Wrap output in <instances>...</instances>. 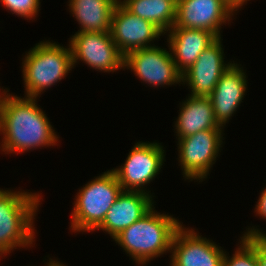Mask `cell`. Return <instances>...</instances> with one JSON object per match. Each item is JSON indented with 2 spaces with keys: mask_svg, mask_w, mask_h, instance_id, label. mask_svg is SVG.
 I'll use <instances>...</instances> for the list:
<instances>
[{
  "mask_svg": "<svg viewBox=\"0 0 266 266\" xmlns=\"http://www.w3.org/2000/svg\"><path fill=\"white\" fill-rule=\"evenodd\" d=\"M3 91L0 101V134L2 151L25 152L30 149L56 145L58 137L46 114L34 97H18ZM2 132V133H1Z\"/></svg>",
  "mask_w": 266,
  "mask_h": 266,
  "instance_id": "6da1fadb",
  "label": "cell"
},
{
  "mask_svg": "<svg viewBox=\"0 0 266 266\" xmlns=\"http://www.w3.org/2000/svg\"><path fill=\"white\" fill-rule=\"evenodd\" d=\"M154 208L114 238L141 265L171 251L174 235L182 226L179 220Z\"/></svg>",
  "mask_w": 266,
  "mask_h": 266,
  "instance_id": "7a4b0ae2",
  "label": "cell"
},
{
  "mask_svg": "<svg viewBox=\"0 0 266 266\" xmlns=\"http://www.w3.org/2000/svg\"><path fill=\"white\" fill-rule=\"evenodd\" d=\"M40 196L29 192L0 189V256L34 241L33 221Z\"/></svg>",
  "mask_w": 266,
  "mask_h": 266,
  "instance_id": "3957f363",
  "label": "cell"
},
{
  "mask_svg": "<svg viewBox=\"0 0 266 266\" xmlns=\"http://www.w3.org/2000/svg\"><path fill=\"white\" fill-rule=\"evenodd\" d=\"M22 64L25 97L34 98L61 81L74 67L70 45L64 48L49 40L31 48Z\"/></svg>",
  "mask_w": 266,
  "mask_h": 266,
  "instance_id": "277c9868",
  "label": "cell"
},
{
  "mask_svg": "<svg viewBox=\"0 0 266 266\" xmlns=\"http://www.w3.org/2000/svg\"><path fill=\"white\" fill-rule=\"evenodd\" d=\"M122 191L113 170H108L85 184L74 202L71 215L72 231H95Z\"/></svg>",
  "mask_w": 266,
  "mask_h": 266,
  "instance_id": "5b68a950",
  "label": "cell"
},
{
  "mask_svg": "<svg viewBox=\"0 0 266 266\" xmlns=\"http://www.w3.org/2000/svg\"><path fill=\"white\" fill-rule=\"evenodd\" d=\"M222 130H204L178 139L179 162L183 177L202 180L209 174L222 145Z\"/></svg>",
  "mask_w": 266,
  "mask_h": 266,
  "instance_id": "8992f818",
  "label": "cell"
},
{
  "mask_svg": "<svg viewBox=\"0 0 266 266\" xmlns=\"http://www.w3.org/2000/svg\"><path fill=\"white\" fill-rule=\"evenodd\" d=\"M164 152L159 143L137 142L123 166L112 169L123 191L146 192L143 186L159 174L165 158Z\"/></svg>",
  "mask_w": 266,
  "mask_h": 266,
  "instance_id": "52a82bcc",
  "label": "cell"
},
{
  "mask_svg": "<svg viewBox=\"0 0 266 266\" xmlns=\"http://www.w3.org/2000/svg\"><path fill=\"white\" fill-rule=\"evenodd\" d=\"M73 65L81 60L91 68L104 72L124 69V55L110 32H77L69 42Z\"/></svg>",
  "mask_w": 266,
  "mask_h": 266,
  "instance_id": "ba28073f",
  "label": "cell"
},
{
  "mask_svg": "<svg viewBox=\"0 0 266 266\" xmlns=\"http://www.w3.org/2000/svg\"><path fill=\"white\" fill-rule=\"evenodd\" d=\"M126 67L131 68L135 76L153 87L182 82V73L177 69L172 54L155 44L125 55L124 68Z\"/></svg>",
  "mask_w": 266,
  "mask_h": 266,
  "instance_id": "9c48e42d",
  "label": "cell"
},
{
  "mask_svg": "<svg viewBox=\"0 0 266 266\" xmlns=\"http://www.w3.org/2000/svg\"><path fill=\"white\" fill-rule=\"evenodd\" d=\"M235 11L226 0H178L173 27L203 29L219 38L221 25Z\"/></svg>",
  "mask_w": 266,
  "mask_h": 266,
  "instance_id": "30bf717a",
  "label": "cell"
},
{
  "mask_svg": "<svg viewBox=\"0 0 266 266\" xmlns=\"http://www.w3.org/2000/svg\"><path fill=\"white\" fill-rule=\"evenodd\" d=\"M110 34L125 56L134 50L152 47L150 42L164 33L152 22L132 14L118 2L112 14Z\"/></svg>",
  "mask_w": 266,
  "mask_h": 266,
  "instance_id": "8fae6325",
  "label": "cell"
},
{
  "mask_svg": "<svg viewBox=\"0 0 266 266\" xmlns=\"http://www.w3.org/2000/svg\"><path fill=\"white\" fill-rule=\"evenodd\" d=\"M221 248L181 226L172 241L170 266H223L225 251Z\"/></svg>",
  "mask_w": 266,
  "mask_h": 266,
  "instance_id": "7c38bea8",
  "label": "cell"
},
{
  "mask_svg": "<svg viewBox=\"0 0 266 266\" xmlns=\"http://www.w3.org/2000/svg\"><path fill=\"white\" fill-rule=\"evenodd\" d=\"M222 47L219 37L182 73V82L188 83L192 91L190 95L209 96L222 74L232 65V62H224Z\"/></svg>",
  "mask_w": 266,
  "mask_h": 266,
  "instance_id": "4fadbf2b",
  "label": "cell"
},
{
  "mask_svg": "<svg viewBox=\"0 0 266 266\" xmlns=\"http://www.w3.org/2000/svg\"><path fill=\"white\" fill-rule=\"evenodd\" d=\"M149 193L150 191H122L95 230H104L114 239L153 208L152 195Z\"/></svg>",
  "mask_w": 266,
  "mask_h": 266,
  "instance_id": "5bb4252c",
  "label": "cell"
},
{
  "mask_svg": "<svg viewBox=\"0 0 266 266\" xmlns=\"http://www.w3.org/2000/svg\"><path fill=\"white\" fill-rule=\"evenodd\" d=\"M246 74L234 62L227 68L208 96L217 122L224 127L237 111L247 89Z\"/></svg>",
  "mask_w": 266,
  "mask_h": 266,
  "instance_id": "9a60e30c",
  "label": "cell"
},
{
  "mask_svg": "<svg viewBox=\"0 0 266 266\" xmlns=\"http://www.w3.org/2000/svg\"><path fill=\"white\" fill-rule=\"evenodd\" d=\"M169 33V50H172V58L181 73L192 66L199 55L217 39L213 33L203 29L172 27Z\"/></svg>",
  "mask_w": 266,
  "mask_h": 266,
  "instance_id": "2e32d148",
  "label": "cell"
},
{
  "mask_svg": "<svg viewBox=\"0 0 266 266\" xmlns=\"http://www.w3.org/2000/svg\"><path fill=\"white\" fill-rule=\"evenodd\" d=\"M175 129L178 139L188 137L204 130H222L217 122L208 96L190 95L182 103Z\"/></svg>",
  "mask_w": 266,
  "mask_h": 266,
  "instance_id": "e0dca14e",
  "label": "cell"
},
{
  "mask_svg": "<svg viewBox=\"0 0 266 266\" xmlns=\"http://www.w3.org/2000/svg\"><path fill=\"white\" fill-rule=\"evenodd\" d=\"M119 0H69L70 12L81 25L78 32H110Z\"/></svg>",
  "mask_w": 266,
  "mask_h": 266,
  "instance_id": "ac0fdd59",
  "label": "cell"
},
{
  "mask_svg": "<svg viewBox=\"0 0 266 266\" xmlns=\"http://www.w3.org/2000/svg\"><path fill=\"white\" fill-rule=\"evenodd\" d=\"M119 2L132 14L152 22L164 34L174 26L176 19L174 0H119Z\"/></svg>",
  "mask_w": 266,
  "mask_h": 266,
  "instance_id": "d6986e66",
  "label": "cell"
},
{
  "mask_svg": "<svg viewBox=\"0 0 266 266\" xmlns=\"http://www.w3.org/2000/svg\"><path fill=\"white\" fill-rule=\"evenodd\" d=\"M240 246L229 259L226 253L223 256V266H258L255 247L243 236Z\"/></svg>",
  "mask_w": 266,
  "mask_h": 266,
  "instance_id": "ffe728a7",
  "label": "cell"
},
{
  "mask_svg": "<svg viewBox=\"0 0 266 266\" xmlns=\"http://www.w3.org/2000/svg\"><path fill=\"white\" fill-rule=\"evenodd\" d=\"M0 2L12 14H16L25 19H34L40 8V0H0Z\"/></svg>",
  "mask_w": 266,
  "mask_h": 266,
  "instance_id": "44dd1931",
  "label": "cell"
},
{
  "mask_svg": "<svg viewBox=\"0 0 266 266\" xmlns=\"http://www.w3.org/2000/svg\"><path fill=\"white\" fill-rule=\"evenodd\" d=\"M249 229L243 235L256 249L258 266H266V234L253 227Z\"/></svg>",
  "mask_w": 266,
  "mask_h": 266,
  "instance_id": "7402d4cb",
  "label": "cell"
},
{
  "mask_svg": "<svg viewBox=\"0 0 266 266\" xmlns=\"http://www.w3.org/2000/svg\"><path fill=\"white\" fill-rule=\"evenodd\" d=\"M256 215L266 219V188L263 189L255 208Z\"/></svg>",
  "mask_w": 266,
  "mask_h": 266,
  "instance_id": "603a6c76",
  "label": "cell"
},
{
  "mask_svg": "<svg viewBox=\"0 0 266 266\" xmlns=\"http://www.w3.org/2000/svg\"><path fill=\"white\" fill-rule=\"evenodd\" d=\"M236 11L249 0H226Z\"/></svg>",
  "mask_w": 266,
  "mask_h": 266,
  "instance_id": "cb8c5ba5",
  "label": "cell"
},
{
  "mask_svg": "<svg viewBox=\"0 0 266 266\" xmlns=\"http://www.w3.org/2000/svg\"><path fill=\"white\" fill-rule=\"evenodd\" d=\"M46 266H65L63 263L58 262L57 260L54 261L53 259L49 260V263Z\"/></svg>",
  "mask_w": 266,
  "mask_h": 266,
  "instance_id": "d4e9b609",
  "label": "cell"
},
{
  "mask_svg": "<svg viewBox=\"0 0 266 266\" xmlns=\"http://www.w3.org/2000/svg\"><path fill=\"white\" fill-rule=\"evenodd\" d=\"M0 94L2 95V96L0 95V101H1L2 100V97H3V94L2 93H0Z\"/></svg>",
  "mask_w": 266,
  "mask_h": 266,
  "instance_id": "484cf974",
  "label": "cell"
}]
</instances>
